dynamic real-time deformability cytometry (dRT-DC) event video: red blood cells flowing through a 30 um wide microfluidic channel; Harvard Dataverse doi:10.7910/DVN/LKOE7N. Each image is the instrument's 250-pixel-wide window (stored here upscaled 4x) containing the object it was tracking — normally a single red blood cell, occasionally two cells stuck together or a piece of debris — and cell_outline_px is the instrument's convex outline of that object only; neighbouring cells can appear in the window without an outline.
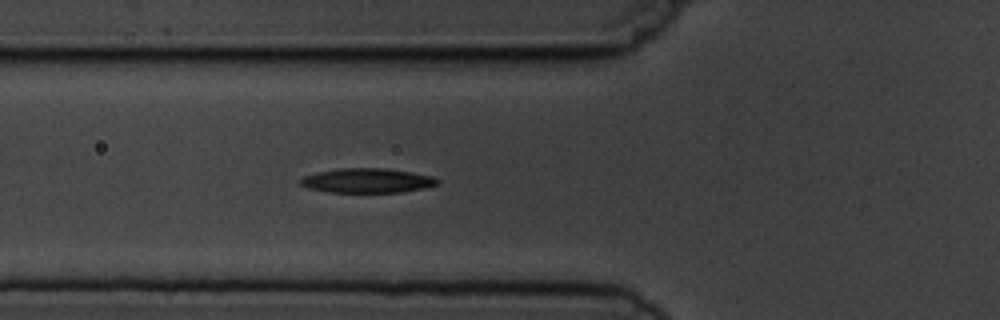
{"species": "common noctule bat (a hibernating species)", "species_latin": "Nyctalus noctula", "temperature_condition": "cold", "stored_images_in_passage": 6, "camera_frame_rate_fps": 3000, "um_per_image_px": 0.085, "animal": {"sex": "male", "body_mass_g": 19.5, "forearm_length_mm": 54.6}, "frame": {"image": 1, "passage_image": 6, "time_ms": 5.667, "image_size_px": [1000, 320], "cell_outline_px": [[440, 184], [424, 188], [400, 192], [328, 192], [308, 188], [296, 184], [296, 180], [304, 176], [316, 172], [336, 168], [388, 168], [412, 172], [432, 176], [440, 180]], "centroid_in_image_um": [31.16, 15.34], "position_along_channel_um": 94.6, "area_um2": 19.94}}